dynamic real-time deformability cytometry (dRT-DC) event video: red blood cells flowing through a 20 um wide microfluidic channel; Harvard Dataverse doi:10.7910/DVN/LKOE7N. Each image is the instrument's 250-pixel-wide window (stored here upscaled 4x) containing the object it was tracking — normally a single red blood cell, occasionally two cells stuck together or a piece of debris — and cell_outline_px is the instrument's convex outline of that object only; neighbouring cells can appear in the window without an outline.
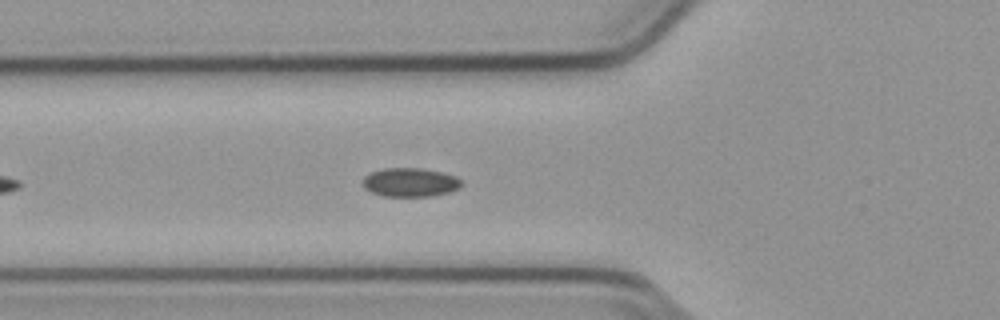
{"species": "common noctule bat (a hibernating species)", "species_latin": "Nyctalus noctula", "temperature_condition": "cold", "stored_images_in_passage": 7, "camera_frame_rate_fps": 3000, "um_per_image_px": 0.085, "animal": {"sex": "male", "body_mass_g": 23.1, "forearm_length_mm": 52.7}, "frame": {"image": 1, "passage_image": 2, "time_ms": 0.333, "image_size_px": [1000, 320], "cell_outline_px": [[464, 184], [460, 188], [448, 192], [432, 196], [384, 196], [372, 192], [364, 188], [364, 176], [372, 172], [384, 168], [420, 168], [444, 172], [456, 176]], "centroid_in_image_um": [34.91, 15.49], "position_along_channel_um": 90.9, "area_um2": 16.59}}